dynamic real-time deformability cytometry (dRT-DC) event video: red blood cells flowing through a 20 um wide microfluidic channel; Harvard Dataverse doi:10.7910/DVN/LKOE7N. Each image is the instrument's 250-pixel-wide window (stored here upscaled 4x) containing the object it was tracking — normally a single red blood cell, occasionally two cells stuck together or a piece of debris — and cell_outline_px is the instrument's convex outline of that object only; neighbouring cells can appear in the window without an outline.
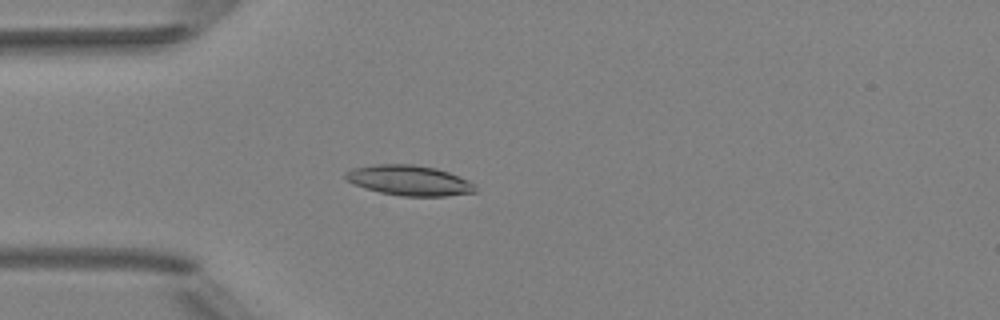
{"species": "Egyptian fruit bat (a non-hibernating species)", "species_latin": "Rousettus aegyptiacus", "temperature_condition": "room temperature", "stored_images_in_passage": 4, "camera_frame_rate_fps": 3000, "um_per_image_px": 0.085, "animal": {"sex": "female"}, "frame": {"image": 1, "passage_image": 4, "time_ms": 3.667, "image_size_px": [1000, 320], "cell_outline_px": [[476, 192], [444, 196], [400, 196], [380, 192], [364, 188], [348, 180], [344, 176], [344, 172], [352, 168], [376, 164], [412, 164], [436, 168], [448, 172], [468, 180], [476, 188]], "centroid_in_image_um": [34.76, 15.33], "position_along_channel_um": 50.2, "area_um2": 22.72}}